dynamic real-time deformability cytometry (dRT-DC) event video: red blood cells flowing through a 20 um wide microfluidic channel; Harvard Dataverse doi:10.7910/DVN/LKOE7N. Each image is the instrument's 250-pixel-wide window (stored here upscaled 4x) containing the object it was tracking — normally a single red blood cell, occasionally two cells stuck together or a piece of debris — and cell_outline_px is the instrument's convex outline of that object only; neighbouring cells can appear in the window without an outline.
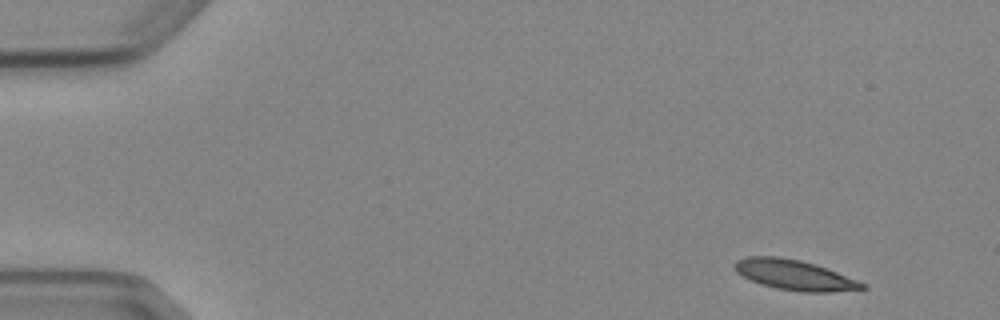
{"species": "Egyptian fruit bat (a non-hibernating species)", "species_latin": "Rousettus aegyptiacus", "temperature_condition": "cold", "stored_images_in_passage": 4, "camera_frame_rate_fps": 3000, "um_per_image_px": 0.085, "animal": {"sex": "female"}, "frame": {"image": 1, "passage_image": 1, "time_ms": 0.0, "image_size_px": [1000, 320], "cell_outline_px": [[868, 288], [832, 292], [804, 292], [776, 288], [760, 284], [736, 272], [732, 264], [736, 260], [748, 256], [780, 256], [800, 260], [816, 264], [868, 284]], "centroid_in_image_um": [67.54, 23.36], "position_along_channel_um": 17.5, "area_um2": 22.54}}
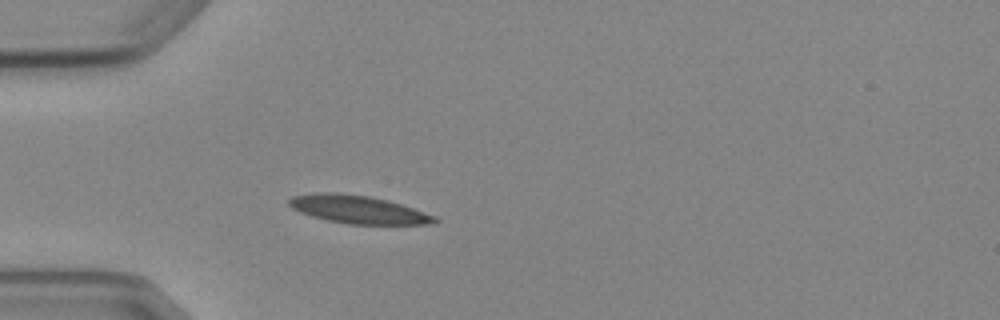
{"frame": {"image": 2, "passage_image": 4, "time_ms": 3.667, "image_size_px": [1000, 320], "cell_outline_px": [[440, 220], [436, 224], [348, 224], [328, 220], [312, 216], [300, 212], [292, 208], [288, 204], [288, 200], [292, 196], [320, 192], [336, 192], [368, 196], [388, 200], [436, 216]], "centroid_in_image_um": [30.45, 17.8], "position_along_channel_um": 54.5, "area_um2": 23.7}}